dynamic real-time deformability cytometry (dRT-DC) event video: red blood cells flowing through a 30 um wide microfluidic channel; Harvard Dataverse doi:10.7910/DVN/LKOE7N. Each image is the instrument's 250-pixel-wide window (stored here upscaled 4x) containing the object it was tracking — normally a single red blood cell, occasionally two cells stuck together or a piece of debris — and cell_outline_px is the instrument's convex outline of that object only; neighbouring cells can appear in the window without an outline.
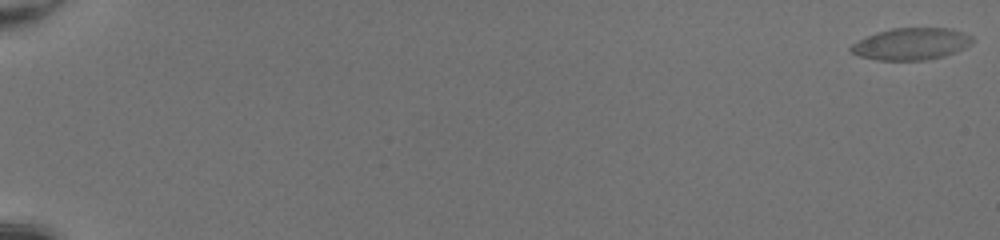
{"species": "common noctule bat (a hibernating species)", "species_latin": "Nyctalus noctula", "temperature_condition": "room temperature", "stored_images_in_passage": 54, "camera_frame_rate_fps": 3000, "um_per_image_px": 0.085, "animal": {"sex": "female", "body_mass_g": 20.0, "forearm_length_mm": 54.0}, "frame": {"image": 1, "passage_image": 1, "time_ms": 0.0, "image_size_px": [1000, 240], "cell_outline_px": [[972, 44], [964, 48], [944, 56], [924, 60], [876, 60], [860, 56], [852, 52], [848, 48], [852, 44], [876, 32], [892, 28], [952, 28], [972, 36]], "centroid_in_image_um": [77.46, 3.73], "position_along_channel_um": 7.5, "area_um2": 22.48}}
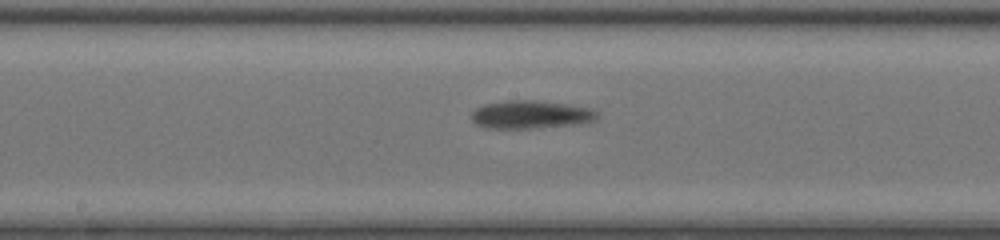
{"frame": {"image": 2, "passage_image": 32, "time_ms": 10.333, "image_size_px": [1000, 240], "cell_outline_px": [[600, 116], [596, 120], [580, 124], [532, 128], [484, 128], [476, 124], [472, 120], [472, 112], [476, 108], [484, 104], [508, 100], [536, 100], [568, 104], [592, 108], [600, 112]], "centroid_in_image_um": [45.17, 9.73], "position_along_channel_um": 203.0, "area_um2": 20.87}}
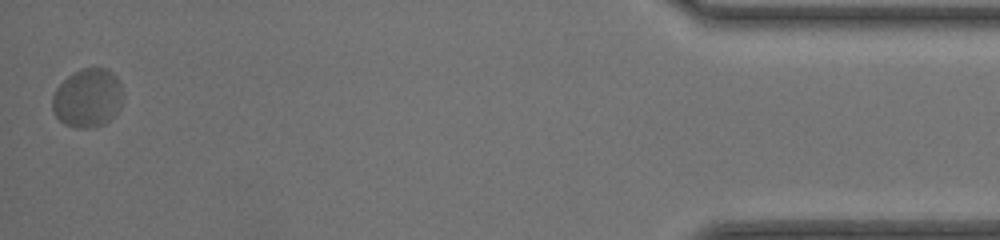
{"frame": {"image": 3, "passage_image": 54, "time_ms": 17.667, "image_size_px": [1000, 240], "cell_outline_px": [[120, 108], [104, 124], [88, 128], [76, 128], [64, 124], [52, 112], [52, 96], [56, 88], [68, 76], [84, 68], [108, 68], [120, 80]], "centroid_in_image_um": [7.42, 8.33], "position_along_channel_um": 427.8, "area_um2": 23.93}, "authors_computed_cell_mechanics": {"area_um2": 21.0392, "velocity_mm_per_s": 4.08, "shape_relaxation_time_tau1_ms": 6.312, "shape_relaxation_time_tau2_ms": null, "deformation_change_tau1": 0.1536, "deformation_change_tau2": null}}